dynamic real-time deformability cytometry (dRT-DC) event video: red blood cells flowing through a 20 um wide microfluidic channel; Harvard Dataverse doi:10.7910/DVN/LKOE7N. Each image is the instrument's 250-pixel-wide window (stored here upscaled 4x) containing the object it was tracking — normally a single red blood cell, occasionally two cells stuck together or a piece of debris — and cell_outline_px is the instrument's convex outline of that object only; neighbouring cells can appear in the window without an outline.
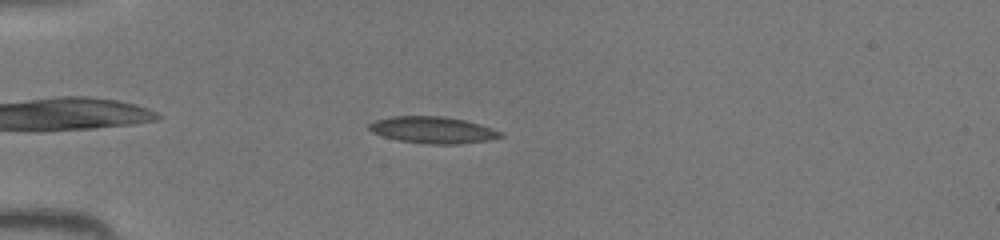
{"species": "common noctule bat (a hibernating species)", "species_latin": "Nyctalus noctula", "temperature_condition": "room temperature", "stored_images_in_passage": 31, "camera_frame_rate_fps": 3000, "um_per_image_px": 0.085, "animal": {"sex": "female", "body_mass_g": 19.5, "forearm_length_mm": 54.1}, "frame": {"image": 1, "passage_image": 5, "time_ms": 1.333, "image_size_px": [1000, 240], "cell_outline_px": [[504, 136], [488, 140], [460, 144], [424, 144], [400, 140], [384, 136], [372, 132], [368, 128], [368, 124], [376, 120], [392, 116], [444, 116], [464, 120], [480, 124], [504, 132]], "centroid_in_image_um": [36.82, 11.05], "position_along_channel_um": 48.2, "area_um2": 20.46}}
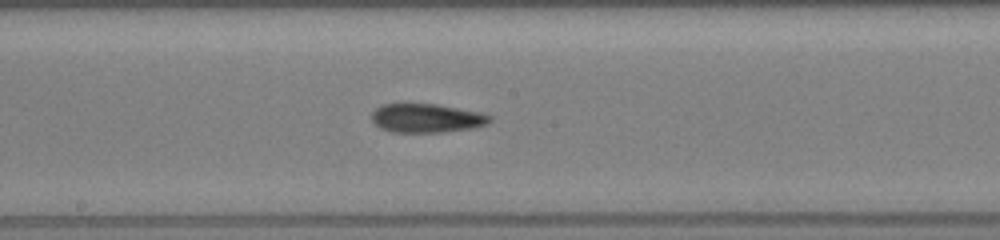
{"frame": {"image": 2, "passage_image": 17, "time_ms": 5.333, "image_size_px": [1000, 240], "cell_outline_px": [[492, 120], [488, 124], [472, 128], [444, 132], [392, 132], [380, 128], [372, 124], [372, 112], [380, 104], [436, 104], [480, 112], [492, 116]], "centroid_in_image_um": [36.25, 10.05], "position_along_channel_um": 212.0, "area_um2": 20.0}}
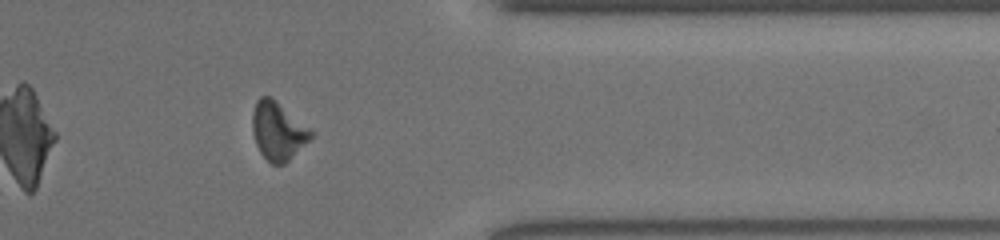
{"frame": {"image": 3, "passage_image": 29, "time_ms": 9.333, "image_size_px": [1000, 240], "cell_outline_px": [[316, 132], [284, 164], [272, 164], [260, 152], [256, 144], [252, 132], [252, 112], [256, 100], [260, 96], [272, 96]], "centroid_in_image_um": [23.62, 11.08], "position_along_channel_um": 387.8, "area_um2": 19.94}}